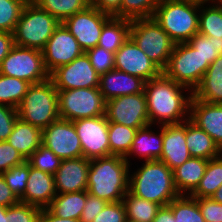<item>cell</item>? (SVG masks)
<instances>
[{
  "mask_svg": "<svg viewBox=\"0 0 222 222\" xmlns=\"http://www.w3.org/2000/svg\"><path fill=\"white\" fill-rule=\"evenodd\" d=\"M183 89L190 90L163 72L145 83L144 93L150 125H155V122L159 126L180 124L189 119L192 92L186 97Z\"/></svg>",
  "mask_w": 222,
  "mask_h": 222,
  "instance_id": "obj_1",
  "label": "cell"
},
{
  "mask_svg": "<svg viewBox=\"0 0 222 222\" xmlns=\"http://www.w3.org/2000/svg\"><path fill=\"white\" fill-rule=\"evenodd\" d=\"M129 168L121 156L90 159L88 193L108 203L122 201L129 191Z\"/></svg>",
  "mask_w": 222,
  "mask_h": 222,
  "instance_id": "obj_2",
  "label": "cell"
},
{
  "mask_svg": "<svg viewBox=\"0 0 222 222\" xmlns=\"http://www.w3.org/2000/svg\"><path fill=\"white\" fill-rule=\"evenodd\" d=\"M142 167L129 175V192L135 196L168 205L180 196L176 189L173 170L159 160L144 161Z\"/></svg>",
  "mask_w": 222,
  "mask_h": 222,
  "instance_id": "obj_3",
  "label": "cell"
},
{
  "mask_svg": "<svg viewBox=\"0 0 222 222\" xmlns=\"http://www.w3.org/2000/svg\"><path fill=\"white\" fill-rule=\"evenodd\" d=\"M152 18L175 44L186 43L198 33L199 0H160Z\"/></svg>",
  "mask_w": 222,
  "mask_h": 222,
  "instance_id": "obj_4",
  "label": "cell"
},
{
  "mask_svg": "<svg viewBox=\"0 0 222 222\" xmlns=\"http://www.w3.org/2000/svg\"><path fill=\"white\" fill-rule=\"evenodd\" d=\"M18 118L43 130L60 118L58 91L53 82L31 84L17 108Z\"/></svg>",
  "mask_w": 222,
  "mask_h": 222,
  "instance_id": "obj_5",
  "label": "cell"
},
{
  "mask_svg": "<svg viewBox=\"0 0 222 222\" xmlns=\"http://www.w3.org/2000/svg\"><path fill=\"white\" fill-rule=\"evenodd\" d=\"M59 24L50 13L28 0L13 32L14 44L42 51Z\"/></svg>",
  "mask_w": 222,
  "mask_h": 222,
  "instance_id": "obj_6",
  "label": "cell"
},
{
  "mask_svg": "<svg viewBox=\"0 0 222 222\" xmlns=\"http://www.w3.org/2000/svg\"><path fill=\"white\" fill-rule=\"evenodd\" d=\"M129 37L163 70L175 43L153 18L131 20Z\"/></svg>",
  "mask_w": 222,
  "mask_h": 222,
  "instance_id": "obj_7",
  "label": "cell"
},
{
  "mask_svg": "<svg viewBox=\"0 0 222 222\" xmlns=\"http://www.w3.org/2000/svg\"><path fill=\"white\" fill-rule=\"evenodd\" d=\"M209 66L188 42L177 43L162 72L176 83L188 87L189 94L200 84Z\"/></svg>",
  "mask_w": 222,
  "mask_h": 222,
  "instance_id": "obj_8",
  "label": "cell"
},
{
  "mask_svg": "<svg viewBox=\"0 0 222 222\" xmlns=\"http://www.w3.org/2000/svg\"><path fill=\"white\" fill-rule=\"evenodd\" d=\"M57 91L58 113L60 118L75 121L105 115L106 101L99 88Z\"/></svg>",
  "mask_w": 222,
  "mask_h": 222,
  "instance_id": "obj_9",
  "label": "cell"
},
{
  "mask_svg": "<svg viewBox=\"0 0 222 222\" xmlns=\"http://www.w3.org/2000/svg\"><path fill=\"white\" fill-rule=\"evenodd\" d=\"M0 74L38 84L49 79L42 51L14 45L0 64Z\"/></svg>",
  "mask_w": 222,
  "mask_h": 222,
  "instance_id": "obj_10",
  "label": "cell"
},
{
  "mask_svg": "<svg viewBox=\"0 0 222 222\" xmlns=\"http://www.w3.org/2000/svg\"><path fill=\"white\" fill-rule=\"evenodd\" d=\"M105 117L109 123H117L139 129L150 124L145 93L124 95L107 100Z\"/></svg>",
  "mask_w": 222,
  "mask_h": 222,
  "instance_id": "obj_11",
  "label": "cell"
},
{
  "mask_svg": "<svg viewBox=\"0 0 222 222\" xmlns=\"http://www.w3.org/2000/svg\"><path fill=\"white\" fill-rule=\"evenodd\" d=\"M49 79L57 90L99 88L100 75L84 52L69 64L53 70Z\"/></svg>",
  "mask_w": 222,
  "mask_h": 222,
  "instance_id": "obj_12",
  "label": "cell"
},
{
  "mask_svg": "<svg viewBox=\"0 0 222 222\" xmlns=\"http://www.w3.org/2000/svg\"><path fill=\"white\" fill-rule=\"evenodd\" d=\"M111 17L89 5L85 10L68 17L63 24L86 52L98 46L104 24Z\"/></svg>",
  "mask_w": 222,
  "mask_h": 222,
  "instance_id": "obj_13",
  "label": "cell"
},
{
  "mask_svg": "<svg viewBox=\"0 0 222 222\" xmlns=\"http://www.w3.org/2000/svg\"><path fill=\"white\" fill-rule=\"evenodd\" d=\"M80 138L82 155L87 159L109 156V121L105 115L73 121Z\"/></svg>",
  "mask_w": 222,
  "mask_h": 222,
  "instance_id": "obj_14",
  "label": "cell"
},
{
  "mask_svg": "<svg viewBox=\"0 0 222 222\" xmlns=\"http://www.w3.org/2000/svg\"><path fill=\"white\" fill-rule=\"evenodd\" d=\"M42 144L61 160L83 157L73 121L58 118L42 130Z\"/></svg>",
  "mask_w": 222,
  "mask_h": 222,
  "instance_id": "obj_15",
  "label": "cell"
},
{
  "mask_svg": "<svg viewBox=\"0 0 222 222\" xmlns=\"http://www.w3.org/2000/svg\"><path fill=\"white\" fill-rule=\"evenodd\" d=\"M83 53L76 38L63 23L55 29L42 50L44 65L49 74L56 68L69 64Z\"/></svg>",
  "mask_w": 222,
  "mask_h": 222,
  "instance_id": "obj_16",
  "label": "cell"
},
{
  "mask_svg": "<svg viewBox=\"0 0 222 222\" xmlns=\"http://www.w3.org/2000/svg\"><path fill=\"white\" fill-rule=\"evenodd\" d=\"M114 69L140 77L146 82L162 72L130 37L115 52Z\"/></svg>",
  "mask_w": 222,
  "mask_h": 222,
  "instance_id": "obj_17",
  "label": "cell"
},
{
  "mask_svg": "<svg viewBox=\"0 0 222 222\" xmlns=\"http://www.w3.org/2000/svg\"><path fill=\"white\" fill-rule=\"evenodd\" d=\"M89 165L84 157L62 160L54 174L56 193L87 191Z\"/></svg>",
  "mask_w": 222,
  "mask_h": 222,
  "instance_id": "obj_18",
  "label": "cell"
},
{
  "mask_svg": "<svg viewBox=\"0 0 222 222\" xmlns=\"http://www.w3.org/2000/svg\"><path fill=\"white\" fill-rule=\"evenodd\" d=\"M190 157L186 144V121L180 124H164L163 149L159 161L164 162L173 170Z\"/></svg>",
  "mask_w": 222,
  "mask_h": 222,
  "instance_id": "obj_19",
  "label": "cell"
},
{
  "mask_svg": "<svg viewBox=\"0 0 222 222\" xmlns=\"http://www.w3.org/2000/svg\"><path fill=\"white\" fill-rule=\"evenodd\" d=\"M189 119L205 131L222 150V104L191 98Z\"/></svg>",
  "mask_w": 222,
  "mask_h": 222,
  "instance_id": "obj_20",
  "label": "cell"
},
{
  "mask_svg": "<svg viewBox=\"0 0 222 222\" xmlns=\"http://www.w3.org/2000/svg\"><path fill=\"white\" fill-rule=\"evenodd\" d=\"M56 195L54 175L36 169L29 164L27 186L20 201L46 209Z\"/></svg>",
  "mask_w": 222,
  "mask_h": 222,
  "instance_id": "obj_21",
  "label": "cell"
},
{
  "mask_svg": "<svg viewBox=\"0 0 222 222\" xmlns=\"http://www.w3.org/2000/svg\"><path fill=\"white\" fill-rule=\"evenodd\" d=\"M145 83L140 77L112 69L100 75L99 90L107 101L119 96L144 93Z\"/></svg>",
  "mask_w": 222,
  "mask_h": 222,
  "instance_id": "obj_22",
  "label": "cell"
},
{
  "mask_svg": "<svg viewBox=\"0 0 222 222\" xmlns=\"http://www.w3.org/2000/svg\"><path fill=\"white\" fill-rule=\"evenodd\" d=\"M149 127H151L150 124L137 130L130 150L124 157L129 165H131V155H137L139 158H144L145 161H155L161 157L163 149V125H161L160 133L157 132L158 134L150 130Z\"/></svg>",
  "mask_w": 222,
  "mask_h": 222,
  "instance_id": "obj_23",
  "label": "cell"
},
{
  "mask_svg": "<svg viewBox=\"0 0 222 222\" xmlns=\"http://www.w3.org/2000/svg\"><path fill=\"white\" fill-rule=\"evenodd\" d=\"M192 97L207 103L222 104V55L210 64Z\"/></svg>",
  "mask_w": 222,
  "mask_h": 222,
  "instance_id": "obj_24",
  "label": "cell"
},
{
  "mask_svg": "<svg viewBox=\"0 0 222 222\" xmlns=\"http://www.w3.org/2000/svg\"><path fill=\"white\" fill-rule=\"evenodd\" d=\"M207 163V159L190 157L182 165L173 169L174 183L180 195H190L197 188L204 175Z\"/></svg>",
  "mask_w": 222,
  "mask_h": 222,
  "instance_id": "obj_25",
  "label": "cell"
},
{
  "mask_svg": "<svg viewBox=\"0 0 222 222\" xmlns=\"http://www.w3.org/2000/svg\"><path fill=\"white\" fill-rule=\"evenodd\" d=\"M6 141L27 160L42 144V130L18 118Z\"/></svg>",
  "mask_w": 222,
  "mask_h": 222,
  "instance_id": "obj_26",
  "label": "cell"
},
{
  "mask_svg": "<svg viewBox=\"0 0 222 222\" xmlns=\"http://www.w3.org/2000/svg\"><path fill=\"white\" fill-rule=\"evenodd\" d=\"M186 144L191 157L210 160L222 154L215 141L190 119L186 120Z\"/></svg>",
  "mask_w": 222,
  "mask_h": 222,
  "instance_id": "obj_27",
  "label": "cell"
},
{
  "mask_svg": "<svg viewBox=\"0 0 222 222\" xmlns=\"http://www.w3.org/2000/svg\"><path fill=\"white\" fill-rule=\"evenodd\" d=\"M87 201V191L57 194L48 209L57 217L80 220Z\"/></svg>",
  "mask_w": 222,
  "mask_h": 222,
  "instance_id": "obj_28",
  "label": "cell"
},
{
  "mask_svg": "<svg viewBox=\"0 0 222 222\" xmlns=\"http://www.w3.org/2000/svg\"><path fill=\"white\" fill-rule=\"evenodd\" d=\"M130 24L129 19L111 17L104 24L98 46L115 53L129 37Z\"/></svg>",
  "mask_w": 222,
  "mask_h": 222,
  "instance_id": "obj_29",
  "label": "cell"
},
{
  "mask_svg": "<svg viewBox=\"0 0 222 222\" xmlns=\"http://www.w3.org/2000/svg\"><path fill=\"white\" fill-rule=\"evenodd\" d=\"M222 184V154L208 160L204 175L197 188L190 194L193 198H209Z\"/></svg>",
  "mask_w": 222,
  "mask_h": 222,
  "instance_id": "obj_30",
  "label": "cell"
},
{
  "mask_svg": "<svg viewBox=\"0 0 222 222\" xmlns=\"http://www.w3.org/2000/svg\"><path fill=\"white\" fill-rule=\"evenodd\" d=\"M122 202L125 206L127 220L132 221L152 222L161 207L157 203L135 196L129 191L124 195Z\"/></svg>",
  "mask_w": 222,
  "mask_h": 222,
  "instance_id": "obj_31",
  "label": "cell"
},
{
  "mask_svg": "<svg viewBox=\"0 0 222 222\" xmlns=\"http://www.w3.org/2000/svg\"><path fill=\"white\" fill-rule=\"evenodd\" d=\"M204 4L205 1L199 0L198 33L222 39V6L204 7Z\"/></svg>",
  "mask_w": 222,
  "mask_h": 222,
  "instance_id": "obj_32",
  "label": "cell"
},
{
  "mask_svg": "<svg viewBox=\"0 0 222 222\" xmlns=\"http://www.w3.org/2000/svg\"><path fill=\"white\" fill-rule=\"evenodd\" d=\"M41 9L50 13L60 23L68 17L85 10L90 0H32Z\"/></svg>",
  "mask_w": 222,
  "mask_h": 222,
  "instance_id": "obj_33",
  "label": "cell"
},
{
  "mask_svg": "<svg viewBox=\"0 0 222 222\" xmlns=\"http://www.w3.org/2000/svg\"><path fill=\"white\" fill-rule=\"evenodd\" d=\"M137 129L117 123H109V156L125 157L133 143Z\"/></svg>",
  "mask_w": 222,
  "mask_h": 222,
  "instance_id": "obj_34",
  "label": "cell"
},
{
  "mask_svg": "<svg viewBox=\"0 0 222 222\" xmlns=\"http://www.w3.org/2000/svg\"><path fill=\"white\" fill-rule=\"evenodd\" d=\"M30 85L23 79L0 74V104L17 109Z\"/></svg>",
  "mask_w": 222,
  "mask_h": 222,
  "instance_id": "obj_35",
  "label": "cell"
},
{
  "mask_svg": "<svg viewBox=\"0 0 222 222\" xmlns=\"http://www.w3.org/2000/svg\"><path fill=\"white\" fill-rule=\"evenodd\" d=\"M168 206L172 210L175 222H205L197 198L190 195H180L173 199Z\"/></svg>",
  "mask_w": 222,
  "mask_h": 222,
  "instance_id": "obj_36",
  "label": "cell"
},
{
  "mask_svg": "<svg viewBox=\"0 0 222 222\" xmlns=\"http://www.w3.org/2000/svg\"><path fill=\"white\" fill-rule=\"evenodd\" d=\"M28 0H0V31L14 32Z\"/></svg>",
  "mask_w": 222,
  "mask_h": 222,
  "instance_id": "obj_37",
  "label": "cell"
},
{
  "mask_svg": "<svg viewBox=\"0 0 222 222\" xmlns=\"http://www.w3.org/2000/svg\"><path fill=\"white\" fill-rule=\"evenodd\" d=\"M160 0H122L121 18L144 19L152 18Z\"/></svg>",
  "mask_w": 222,
  "mask_h": 222,
  "instance_id": "obj_38",
  "label": "cell"
},
{
  "mask_svg": "<svg viewBox=\"0 0 222 222\" xmlns=\"http://www.w3.org/2000/svg\"><path fill=\"white\" fill-rule=\"evenodd\" d=\"M188 43L198 51L204 62L209 64L214 62L219 55H222V39L197 33Z\"/></svg>",
  "mask_w": 222,
  "mask_h": 222,
  "instance_id": "obj_39",
  "label": "cell"
},
{
  "mask_svg": "<svg viewBox=\"0 0 222 222\" xmlns=\"http://www.w3.org/2000/svg\"><path fill=\"white\" fill-rule=\"evenodd\" d=\"M6 184L12 190L14 195L20 200L26 190L29 176V163L23 162L20 165L13 166L11 169L2 173Z\"/></svg>",
  "mask_w": 222,
  "mask_h": 222,
  "instance_id": "obj_40",
  "label": "cell"
},
{
  "mask_svg": "<svg viewBox=\"0 0 222 222\" xmlns=\"http://www.w3.org/2000/svg\"><path fill=\"white\" fill-rule=\"evenodd\" d=\"M28 163L43 172L54 175L61 164V159L43 144L27 159Z\"/></svg>",
  "mask_w": 222,
  "mask_h": 222,
  "instance_id": "obj_41",
  "label": "cell"
},
{
  "mask_svg": "<svg viewBox=\"0 0 222 222\" xmlns=\"http://www.w3.org/2000/svg\"><path fill=\"white\" fill-rule=\"evenodd\" d=\"M42 209L19 201L7 207L6 222H39Z\"/></svg>",
  "mask_w": 222,
  "mask_h": 222,
  "instance_id": "obj_42",
  "label": "cell"
},
{
  "mask_svg": "<svg viewBox=\"0 0 222 222\" xmlns=\"http://www.w3.org/2000/svg\"><path fill=\"white\" fill-rule=\"evenodd\" d=\"M85 53L99 75L114 69L115 53L109 52L105 48L99 46H96Z\"/></svg>",
  "mask_w": 222,
  "mask_h": 222,
  "instance_id": "obj_43",
  "label": "cell"
},
{
  "mask_svg": "<svg viewBox=\"0 0 222 222\" xmlns=\"http://www.w3.org/2000/svg\"><path fill=\"white\" fill-rule=\"evenodd\" d=\"M27 161L7 141H0V174Z\"/></svg>",
  "mask_w": 222,
  "mask_h": 222,
  "instance_id": "obj_44",
  "label": "cell"
},
{
  "mask_svg": "<svg viewBox=\"0 0 222 222\" xmlns=\"http://www.w3.org/2000/svg\"><path fill=\"white\" fill-rule=\"evenodd\" d=\"M127 215L122 201L107 203L92 222H126Z\"/></svg>",
  "mask_w": 222,
  "mask_h": 222,
  "instance_id": "obj_45",
  "label": "cell"
},
{
  "mask_svg": "<svg viewBox=\"0 0 222 222\" xmlns=\"http://www.w3.org/2000/svg\"><path fill=\"white\" fill-rule=\"evenodd\" d=\"M18 119L17 109L0 104V141H6Z\"/></svg>",
  "mask_w": 222,
  "mask_h": 222,
  "instance_id": "obj_46",
  "label": "cell"
},
{
  "mask_svg": "<svg viewBox=\"0 0 222 222\" xmlns=\"http://www.w3.org/2000/svg\"><path fill=\"white\" fill-rule=\"evenodd\" d=\"M205 222H222V204L209 198H197Z\"/></svg>",
  "mask_w": 222,
  "mask_h": 222,
  "instance_id": "obj_47",
  "label": "cell"
},
{
  "mask_svg": "<svg viewBox=\"0 0 222 222\" xmlns=\"http://www.w3.org/2000/svg\"><path fill=\"white\" fill-rule=\"evenodd\" d=\"M108 202L88 193L87 201L80 216L81 222H92Z\"/></svg>",
  "mask_w": 222,
  "mask_h": 222,
  "instance_id": "obj_48",
  "label": "cell"
},
{
  "mask_svg": "<svg viewBox=\"0 0 222 222\" xmlns=\"http://www.w3.org/2000/svg\"><path fill=\"white\" fill-rule=\"evenodd\" d=\"M122 0H90V5L112 17L121 18Z\"/></svg>",
  "mask_w": 222,
  "mask_h": 222,
  "instance_id": "obj_49",
  "label": "cell"
},
{
  "mask_svg": "<svg viewBox=\"0 0 222 222\" xmlns=\"http://www.w3.org/2000/svg\"><path fill=\"white\" fill-rule=\"evenodd\" d=\"M20 200L14 195L12 190L6 184L2 174H0V205L9 207L18 203Z\"/></svg>",
  "mask_w": 222,
  "mask_h": 222,
  "instance_id": "obj_50",
  "label": "cell"
},
{
  "mask_svg": "<svg viewBox=\"0 0 222 222\" xmlns=\"http://www.w3.org/2000/svg\"><path fill=\"white\" fill-rule=\"evenodd\" d=\"M12 33L0 31V64L14 46Z\"/></svg>",
  "mask_w": 222,
  "mask_h": 222,
  "instance_id": "obj_51",
  "label": "cell"
},
{
  "mask_svg": "<svg viewBox=\"0 0 222 222\" xmlns=\"http://www.w3.org/2000/svg\"><path fill=\"white\" fill-rule=\"evenodd\" d=\"M39 222H81V221L72 218L63 219L57 217L48 208H46L42 209Z\"/></svg>",
  "mask_w": 222,
  "mask_h": 222,
  "instance_id": "obj_52",
  "label": "cell"
},
{
  "mask_svg": "<svg viewBox=\"0 0 222 222\" xmlns=\"http://www.w3.org/2000/svg\"><path fill=\"white\" fill-rule=\"evenodd\" d=\"M152 222H175L171 208L166 206H161Z\"/></svg>",
  "mask_w": 222,
  "mask_h": 222,
  "instance_id": "obj_53",
  "label": "cell"
},
{
  "mask_svg": "<svg viewBox=\"0 0 222 222\" xmlns=\"http://www.w3.org/2000/svg\"><path fill=\"white\" fill-rule=\"evenodd\" d=\"M211 198L222 204V184L220 185V187L215 191V193L211 196Z\"/></svg>",
  "mask_w": 222,
  "mask_h": 222,
  "instance_id": "obj_54",
  "label": "cell"
},
{
  "mask_svg": "<svg viewBox=\"0 0 222 222\" xmlns=\"http://www.w3.org/2000/svg\"><path fill=\"white\" fill-rule=\"evenodd\" d=\"M6 209L7 207L0 205V222H6Z\"/></svg>",
  "mask_w": 222,
  "mask_h": 222,
  "instance_id": "obj_55",
  "label": "cell"
},
{
  "mask_svg": "<svg viewBox=\"0 0 222 222\" xmlns=\"http://www.w3.org/2000/svg\"><path fill=\"white\" fill-rule=\"evenodd\" d=\"M206 3L209 1L211 4L222 6V0H204ZM217 3V4H216Z\"/></svg>",
  "mask_w": 222,
  "mask_h": 222,
  "instance_id": "obj_56",
  "label": "cell"
},
{
  "mask_svg": "<svg viewBox=\"0 0 222 222\" xmlns=\"http://www.w3.org/2000/svg\"><path fill=\"white\" fill-rule=\"evenodd\" d=\"M126 222H140V221L127 220Z\"/></svg>",
  "mask_w": 222,
  "mask_h": 222,
  "instance_id": "obj_57",
  "label": "cell"
}]
</instances>
